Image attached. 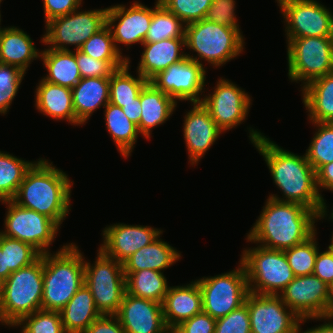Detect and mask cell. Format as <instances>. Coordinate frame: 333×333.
<instances>
[{
  "label": "cell",
  "instance_id": "6da1fadb",
  "mask_svg": "<svg viewBox=\"0 0 333 333\" xmlns=\"http://www.w3.org/2000/svg\"><path fill=\"white\" fill-rule=\"evenodd\" d=\"M250 141L264 157L271 176L284 198L269 195L278 201L301 204L317 213V220L327 215V206L316 185V172L306 155L284 150L261 132L249 129Z\"/></svg>",
  "mask_w": 333,
  "mask_h": 333
},
{
  "label": "cell",
  "instance_id": "7a4b0ae2",
  "mask_svg": "<svg viewBox=\"0 0 333 333\" xmlns=\"http://www.w3.org/2000/svg\"><path fill=\"white\" fill-rule=\"evenodd\" d=\"M315 220L314 210L268 197L247 240L265 248L285 250L310 238L316 232Z\"/></svg>",
  "mask_w": 333,
  "mask_h": 333
},
{
  "label": "cell",
  "instance_id": "3957f363",
  "mask_svg": "<svg viewBox=\"0 0 333 333\" xmlns=\"http://www.w3.org/2000/svg\"><path fill=\"white\" fill-rule=\"evenodd\" d=\"M73 182L46 159L34 161L12 201L54 220L59 226L69 214Z\"/></svg>",
  "mask_w": 333,
  "mask_h": 333
},
{
  "label": "cell",
  "instance_id": "277c9868",
  "mask_svg": "<svg viewBox=\"0 0 333 333\" xmlns=\"http://www.w3.org/2000/svg\"><path fill=\"white\" fill-rule=\"evenodd\" d=\"M84 258L73 243L43 254V310L61 311L84 285Z\"/></svg>",
  "mask_w": 333,
  "mask_h": 333
},
{
  "label": "cell",
  "instance_id": "5b68a950",
  "mask_svg": "<svg viewBox=\"0 0 333 333\" xmlns=\"http://www.w3.org/2000/svg\"><path fill=\"white\" fill-rule=\"evenodd\" d=\"M43 254L32 264L12 272L2 282L0 322L13 326L23 317L42 309Z\"/></svg>",
  "mask_w": 333,
  "mask_h": 333
},
{
  "label": "cell",
  "instance_id": "8992f818",
  "mask_svg": "<svg viewBox=\"0 0 333 333\" xmlns=\"http://www.w3.org/2000/svg\"><path fill=\"white\" fill-rule=\"evenodd\" d=\"M185 46L198 57H186L202 64L201 59L214 67L222 66L243 51L244 37L240 29L218 25L206 19L185 25Z\"/></svg>",
  "mask_w": 333,
  "mask_h": 333
},
{
  "label": "cell",
  "instance_id": "52a82bcc",
  "mask_svg": "<svg viewBox=\"0 0 333 333\" xmlns=\"http://www.w3.org/2000/svg\"><path fill=\"white\" fill-rule=\"evenodd\" d=\"M243 251L240 261L246 270L249 292L278 295L296 277L284 250L258 245Z\"/></svg>",
  "mask_w": 333,
  "mask_h": 333
},
{
  "label": "cell",
  "instance_id": "ba28073f",
  "mask_svg": "<svg viewBox=\"0 0 333 333\" xmlns=\"http://www.w3.org/2000/svg\"><path fill=\"white\" fill-rule=\"evenodd\" d=\"M288 76L291 81H311L333 72V37L287 40Z\"/></svg>",
  "mask_w": 333,
  "mask_h": 333
},
{
  "label": "cell",
  "instance_id": "9c48e42d",
  "mask_svg": "<svg viewBox=\"0 0 333 333\" xmlns=\"http://www.w3.org/2000/svg\"><path fill=\"white\" fill-rule=\"evenodd\" d=\"M97 251L94 265L85 260L84 284L101 315H116L126 292L123 264Z\"/></svg>",
  "mask_w": 333,
  "mask_h": 333
},
{
  "label": "cell",
  "instance_id": "30bf717a",
  "mask_svg": "<svg viewBox=\"0 0 333 333\" xmlns=\"http://www.w3.org/2000/svg\"><path fill=\"white\" fill-rule=\"evenodd\" d=\"M196 281L202 292L203 312L214 319L225 317L241 307L249 294L247 274L241 261L237 269Z\"/></svg>",
  "mask_w": 333,
  "mask_h": 333
},
{
  "label": "cell",
  "instance_id": "8fae6325",
  "mask_svg": "<svg viewBox=\"0 0 333 333\" xmlns=\"http://www.w3.org/2000/svg\"><path fill=\"white\" fill-rule=\"evenodd\" d=\"M108 9L78 11L57 17L46 23V33L41 41L50 49L70 50L67 45H75L79 50L94 34L107 25Z\"/></svg>",
  "mask_w": 333,
  "mask_h": 333
},
{
  "label": "cell",
  "instance_id": "7c38bea8",
  "mask_svg": "<svg viewBox=\"0 0 333 333\" xmlns=\"http://www.w3.org/2000/svg\"><path fill=\"white\" fill-rule=\"evenodd\" d=\"M1 203L8 205V211L4 220L5 230L0 233L32 245L41 254L49 253L48 247L54 241L59 225L46 215L21 207L12 200Z\"/></svg>",
  "mask_w": 333,
  "mask_h": 333
},
{
  "label": "cell",
  "instance_id": "4fadbf2b",
  "mask_svg": "<svg viewBox=\"0 0 333 333\" xmlns=\"http://www.w3.org/2000/svg\"><path fill=\"white\" fill-rule=\"evenodd\" d=\"M278 296L300 319L333 315L330 287L314 274L296 276Z\"/></svg>",
  "mask_w": 333,
  "mask_h": 333
},
{
  "label": "cell",
  "instance_id": "5bb4252c",
  "mask_svg": "<svg viewBox=\"0 0 333 333\" xmlns=\"http://www.w3.org/2000/svg\"><path fill=\"white\" fill-rule=\"evenodd\" d=\"M287 39L333 37V14L316 0H277Z\"/></svg>",
  "mask_w": 333,
  "mask_h": 333
},
{
  "label": "cell",
  "instance_id": "9a60e30c",
  "mask_svg": "<svg viewBox=\"0 0 333 333\" xmlns=\"http://www.w3.org/2000/svg\"><path fill=\"white\" fill-rule=\"evenodd\" d=\"M203 66L185 57L159 72L149 82L175 101L189 100L192 103H201L203 98H200V93L204 92L202 90L206 79Z\"/></svg>",
  "mask_w": 333,
  "mask_h": 333
},
{
  "label": "cell",
  "instance_id": "2e32d148",
  "mask_svg": "<svg viewBox=\"0 0 333 333\" xmlns=\"http://www.w3.org/2000/svg\"><path fill=\"white\" fill-rule=\"evenodd\" d=\"M245 304L249 309L251 333H297L301 319L278 295L249 292Z\"/></svg>",
  "mask_w": 333,
  "mask_h": 333
},
{
  "label": "cell",
  "instance_id": "e0dca14e",
  "mask_svg": "<svg viewBox=\"0 0 333 333\" xmlns=\"http://www.w3.org/2000/svg\"><path fill=\"white\" fill-rule=\"evenodd\" d=\"M213 94L202 99L215 124L222 130H230L243 122L249 114L250 96L230 80H218Z\"/></svg>",
  "mask_w": 333,
  "mask_h": 333
},
{
  "label": "cell",
  "instance_id": "ac0fdd59",
  "mask_svg": "<svg viewBox=\"0 0 333 333\" xmlns=\"http://www.w3.org/2000/svg\"><path fill=\"white\" fill-rule=\"evenodd\" d=\"M107 9V26L111 30L115 48L120 54L122 53L117 46L118 43L125 46L144 43L152 21V8L135 1L130 8L118 4ZM116 21L118 24H114Z\"/></svg>",
  "mask_w": 333,
  "mask_h": 333
},
{
  "label": "cell",
  "instance_id": "d6986e66",
  "mask_svg": "<svg viewBox=\"0 0 333 333\" xmlns=\"http://www.w3.org/2000/svg\"><path fill=\"white\" fill-rule=\"evenodd\" d=\"M162 231L150 226L116 223L103 230V244L99 248L117 262L124 263L132 254L154 241Z\"/></svg>",
  "mask_w": 333,
  "mask_h": 333
},
{
  "label": "cell",
  "instance_id": "ffe728a7",
  "mask_svg": "<svg viewBox=\"0 0 333 333\" xmlns=\"http://www.w3.org/2000/svg\"><path fill=\"white\" fill-rule=\"evenodd\" d=\"M117 318L126 333H171L163 317L162 303L125 292Z\"/></svg>",
  "mask_w": 333,
  "mask_h": 333
},
{
  "label": "cell",
  "instance_id": "44dd1931",
  "mask_svg": "<svg viewBox=\"0 0 333 333\" xmlns=\"http://www.w3.org/2000/svg\"><path fill=\"white\" fill-rule=\"evenodd\" d=\"M184 118V140L190 164L194 165L204 156L223 132L212 119L202 103H193Z\"/></svg>",
  "mask_w": 333,
  "mask_h": 333
},
{
  "label": "cell",
  "instance_id": "7402d4cb",
  "mask_svg": "<svg viewBox=\"0 0 333 333\" xmlns=\"http://www.w3.org/2000/svg\"><path fill=\"white\" fill-rule=\"evenodd\" d=\"M162 307L164 322L170 331L203 312V297L198 282L195 280L185 286L169 287Z\"/></svg>",
  "mask_w": 333,
  "mask_h": 333
},
{
  "label": "cell",
  "instance_id": "603a6c76",
  "mask_svg": "<svg viewBox=\"0 0 333 333\" xmlns=\"http://www.w3.org/2000/svg\"><path fill=\"white\" fill-rule=\"evenodd\" d=\"M110 77L81 78L71 89L75 126L83 125L96 109L109 103Z\"/></svg>",
  "mask_w": 333,
  "mask_h": 333
},
{
  "label": "cell",
  "instance_id": "cb8c5ba5",
  "mask_svg": "<svg viewBox=\"0 0 333 333\" xmlns=\"http://www.w3.org/2000/svg\"><path fill=\"white\" fill-rule=\"evenodd\" d=\"M142 46L144 51L137 72L147 81L186 57V53L181 51L182 47H185V39H166L160 42L143 43Z\"/></svg>",
  "mask_w": 333,
  "mask_h": 333
},
{
  "label": "cell",
  "instance_id": "d4e9b609",
  "mask_svg": "<svg viewBox=\"0 0 333 333\" xmlns=\"http://www.w3.org/2000/svg\"><path fill=\"white\" fill-rule=\"evenodd\" d=\"M142 108L140 123L137 126L140 134L151 138V130L161 125L172 116L177 102L166 93L147 82L140 93Z\"/></svg>",
  "mask_w": 333,
  "mask_h": 333
},
{
  "label": "cell",
  "instance_id": "484cf974",
  "mask_svg": "<svg viewBox=\"0 0 333 333\" xmlns=\"http://www.w3.org/2000/svg\"><path fill=\"white\" fill-rule=\"evenodd\" d=\"M40 55L30 36L22 29L14 26L1 29L0 63L17 66L26 72L31 61Z\"/></svg>",
  "mask_w": 333,
  "mask_h": 333
},
{
  "label": "cell",
  "instance_id": "4316f807",
  "mask_svg": "<svg viewBox=\"0 0 333 333\" xmlns=\"http://www.w3.org/2000/svg\"><path fill=\"white\" fill-rule=\"evenodd\" d=\"M35 107L55 120H65L75 125L72 92L70 88L41 80L36 88Z\"/></svg>",
  "mask_w": 333,
  "mask_h": 333
},
{
  "label": "cell",
  "instance_id": "83f0119b",
  "mask_svg": "<svg viewBox=\"0 0 333 333\" xmlns=\"http://www.w3.org/2000/svg\"><path fill=\"white\" fill-rule=\"evenodd\" d=\"M181 257L179 251L162 241L160 235L149 245L132 254L124 263V272L140 270H162L170 267Z\"/></svg>",
  "mask_w": 333,
  "mask_h": 333
},
{
  "label": "cell",
  "instance_id": "f1b7e54d",
  "mask_svg": "<svg viewBox=\"0 0 333 333\" xmlns=\"http://www.w3.org/2000/svg\"><path fill=\"white\" fill-rule=\"evenodd\" d=\"M303 103L309 120L317 123L333 122V72L302 87Z\"/></svg>",
  "mask_w": 333,
  "mask_h": 333
},
{
  "label": "cell",
  "instance_id": "f546056e",
  "mask_svg": "<svg viewBox=\"0 0 333 333\" xmlns=\"http://www.w3.org/2000/svg\"><path fill=\"white\" fill-rule=\"evenodd\" d=\"M66 333H84L101 316L85 284L60 311Z\"/></svg>",
  "mask_w": 333,
  "mask_h": 333
},
{
  "label": "cell",
  "instance_id": "4dcf8cb0",
  "mask_svg": "<svg viewBox=\"0 0 333 333\" xmlns=\"http://www.w3.org/2000/svg\"><path fill=\"white\" fill-rule=\"evenodd\" d=\"M40 59L48 70L42 79L49 83L72 89L82 78L72 50L48 48L41 51Z\"/></svg>",
  "mask_w": 333,
  "mask_h": 333
},
{
  "label": "cell",
  "instance_id": "1f68e13d",
  "mask_svg": "<svg viewBox=\"0 0 333 333\" xmlns=\"http://www.w3.org/2000/svg\"><path fill=\"white\" fill-rule=\"evenodd\" d=\"M126 292L138 298L163 303L168 286L163 272L156 270H140L124 272Z\"/></svg>",
  "mask_w": 333,
  "mask_h": 333
},
{
  "label": "cell",
  "instance_id": "d6a6232c",
  "mask_svg": "<svg viewBox=\"0 0 333 333\" xmlns=\"http://www.w3.org/2000/svg\"><path fill=\"white\" fill-rule=\"evenodd\" d=\"M104 112L108 133L121 155L128 158L140 135L137 125L128 119L121 107L112 103L105 106Z\"/></svg>",
  "mask_w": 333,
  "mask_h": 333
},
{
  "label": "cell",
  "instance_id": "836d02e7",
  "mask_svg": "<svg viewBox=\"0 0 333 333\" xmlns=\"http://www.w3.org/2000/svg\"><path fill=\"white\" fill-rule=\"evenodd\" d=\"M152 9V21L144 43L160 42L166 39H185V24L168 11L159 0Z\"/></svg>",
  "mask_w": 333,
  "mask_h": 333
},
{
  "label": "cell",
  "instance_id": "e575fe53",
  "mask_svg": "<svg viewBox=\"0 0 333 333\" xmlns=\"http://www.w3.org/2000/svg\"><path fill=\"white\" fill-rule=\"evenodd\" d=\"M129 63L117 69L110 76L109 103L122 107L123 104L133 102L137 98L145 84L148 82L138 73L134 78L129 73Z\"/></svg>",
  "mask_w": 333,
  "mask_h": 333
},
{
  "label": "cell",
  "instance_id": "d590c367",
  "mask_svg": "<svg viewBox=\"0 0 333 333\" xmlns=\"http://www.w3.org/2000/svg\"><path fill=\"white\" fill-rule=\"evenodd\" d=\"M33 163L0 151V202L13 199Z\"/></svg>",
  "mask_w": 333,
  "mask_h": 333
},
{
  "label": "cell",
  "instance_id": "8d00e7d4",
  "mask_svg": "<svg viewBox=\"0 0 333 333\" xmlns=\"http://www.w3.org/2000/svg\"><path fill=\"white\" fill-rule=\"evenodd\" d=\"M0 247L2 253H4L5 280L12 272L32 264L41 256V253L32 245L18 239L9 238L1 233Z\"/></svg>",
  "mask_w": 333,
  "mask_h": 333
},
{
  "label": "cell",
  "instance_id": "74e56055",
  "mask_svg": "<svg viewBox=\"0 0 333 333\" xmlns=\"http://www.w3.org/2000/svg\"><path fill=\"white\" fill-rule=\"evenodd\" d=\"M318 129L306 150L307 161L315 172L323 165L333 162V122H312Z\"/></svg>",
  "mask_w": 333,
  "mask_h": 333
},
{
  "label": "cell",
  "instance_id": "f35d334b",
  "mask_svg": "<svg viewBox=\"0 0 333 333\" xmlns=\"http://www.w3.org/2000/svg\"><path fill=\"white\" fill-rule=\"evenodd\" d=\"M315 232L305 242L285 249L288 264L295 276H305L313 274L315 261L318 253Z\"/></svg>",
  "mask_w": 333,
  "mask_h": 333
},
{
  "label": "cell",
  "instance_id": "ab89813d",
  "mask_svg": "<svg viewBox=\"0 0 333 333\" xmlns=\"http://www.w3.org/2000/svg\"><path fill=\"white\" fill-rule=\"evenodd\" d=\"M79 50L96 60L127 61L130 64L129 57L121 55L116 50L111 30L107 25L92 35Z\"/></svg>",
  "mask_w": 333,
  "mask_h": 333
},
{
  "label": "cell",
  "instance_id": "60d3db41",
  "mask_svg": "<svg viewBox=\"0 0 333 333\" xmlns=\"http://www.w3.org/2000/svg\"><path fill=\"white\" fill-rule=\"evenodd\" d=\"M15 326L22 328L21 333H66L60 311L40 309L23 317Z\"/></svg>",
  "mask_w": 333,
  "mask_h": 333
},
{
  "label": "cell",
  "instance_id": "b9f144b4",
  "mask_svg": "<svg viewBox=\"0 0 333 333\" xmlns=\"http://www.w3.org/2000/svg\"><path fill=\"white\" fill-rule=\"evenodd\" d=\"M185 25L205 19L213 0H159Z\"/></svg>",
  "mask_w": 333,
  "mask_h": 333
},
{
  "label": "cell",
  "instance_id": "7bdbcfd3",
  "mask_svg": "<svg viewBox=\"0 0 333 333\" xmlns=\"http://www.w3.org/2000/svg\"><path fill=\"white\" fill-rule=\"evenodd\" d=\"M25 74L17 66L0 63V114H7Z\"/></svg>",
  "mask_w": 333,
  "mask_h": 333
},
{
  "label": "cell",
  "instance_id": "ee69618b",
  "mask_svg": "<svg viewBox=\"0 0 333 333\" xmlns=\"http://www.w3.org/2000/svg\"><path fill=\"white\" fill-rule=\"evenodd\" d=\"M74 54L82 78L110 77L127 63V61L96 60L80 50H75Z\"/></svg>",
  "mask_w": 333,
  "mask_h": 333
},
{
  "label": "cell",
  "instance_id": "f6af8a7d",
  "mask_svg": "<svg viewBox=\"0 0 333 333\" xmlns=\"http://www.w3.org/2000/svg\"><path fill=\"white\" fill-rule=\"evenodd\" d=\"M214 333H251L248 306L243 304L225 317L216 319Z\"/></svg>",
  "mask_w": 333,
  "mask_h": 333
},
{
  "label": "cell",
  "instance_id": "bcb514c9",
  "mask_svg": "<svg viewBox=\"0 0 333 333\" xmlns=\"http://www.w3.org/2000/svg\"><path fill=\"white\" fill-rule=\"evenodd\" d=\"M235 0H213L205 19L218 25L239 28L235 15Z\"/></svg>",
  "mask_w": 333,
  "mask_h": 333
},
{
  "label": "cell",
  "instance_id": "7dc6e473",
  "mask_svg": "<svg viewBox=\"0 0 333 333\" xmlns=\"http://www.w3.org/2000/svg\"><path fill=\"white\" fill-rule=\"evenodd\" d=\"M216 319L205 312L181 322L171 333H214Z\"/></svg>",
  "mask_w": 333,
  "mask_h": 333
},
{
  "label": "cell",
  "instance_id": "c3c4849f",
  "mask_svg": "<svg viewBox=\"0 0 333 333\" xmlns=\"http://www.w3.org/2000/svg\"><path fill=\"white\" fill-rule=\"evenodd\" d=\"M82 0H43L45 22L65 16L80 8Z\"/></svg>",
  "mask_w": 333,
  "mask_h": 333
},
{
  "label": "cell",
  "instance_id": "681fc988",
  "mask_svg": "<svg viewBox=\"0 0 333 333\" xmlns=\"http://www.w3.org/2000/svg\"><path fill=\"white\" fill-rule=\"evenodd\" d=\"M313 274L329 287L333 284V251L317 253Z\"/></svg>",
  "mask_w": 333,
  "mask_h": 333
},
{
  "label": "cell",
  "instance_id": "f907efd6",
  "mask_svg": "<svg viewBox=\"0 0 333 333\" xmlns=\"http://www.w3.org/2000/svg\"><path fill=\"white\" fill-rule=\"evenodd\" d=\"M84 333H126L116 315H101Z\"/></svg>",
  "mask_w": 333,
  "mask_h": 333
},
{
  "label": "cell",
  "instance_id": "816d5d0a",
  "mask_svg": "<svg viewBox=\"0 0 333 333\" xmlns=\"http://www.w3.org/2000/svg\"><path fill=\"white\" fill-rule=\"evenodd\" d=\"M316 185L318 192L320 187L333 192V162L323 165L316 172Z\"/></svg>",
  "mask_w": 333,
  "mask_h": 333
},
{
  "label": "cell",
  "instance_id": "f5cc1de1",
  "mask_svg": "<svg viewBox=\"0 0 333 333\" xmlns=\"http://www.w3.org/2000/svg\"><path fill=\"white\" fill-rule=\"evenodd\" d=\"M121 108L125 115L128 117V119L138 126L142 113L140 95L137 98L133 99V102L123 104Z\"/></svg>",
  "mask_w": 333,
  "mask_h": 333
},
{
  "label": "cell",
  "instance_id": "db71d44e",
  "mask_svg": "<svg viewBox=\"0 0 333 333\" xmlns=\"http://www.w3.org/2000/svg\"><path fill=\"white\" fill-rule=\"evenodd\" d=\"M316 320H328V323H326V321L324 322V324H321L320 326L318 327H315V328H311V329H308L304 332L301 331V327H300V324L302 322H306V320L304 319H301L299 324H298V327H297V333H333V321L330 320V319H333V315L332 316H327V317H321V318H315Z\"/></svg>",
  "mask_w": 333,
  "mask_h": 333
},
{
  "label": "cell",
  "instance_id": "11a10c76",
  "mask_svg": "<svg viewBox=\"0 0 333 333\" xmlns=\"http://www.w3.org/2000/svg\"><path fill=\"white\" fill-rule=\"evenodd\" d=\"M0 281H5V260H4V253H2L0 247Z\"/></svg>",
  "mask_w": 333,
  "mask_h": 333
},
{
  "label": "cell",
  "instance_id": "9f6ffc18",
  "mask_svg": "<svg viewBox=\"0 0 333 333\" xmlns=\"http://www.w3.org/2000/svg\"><path fill=\"white\" fill-rule=\"evenodd\" d=\"M330 219H333V209H332V213H331ZM328 249L331 250V251H333V236L331 238V244L328 246Z\"/></svg>",
  "mask_w": 333,
  "mask_h": 333
},
{
  "label": "cell",
  "instance_id": "6f0895ef",
  "mask_svg": "<svg viewBox=\"0 0 333 333\" xmlns=\"http://www.w3.org/2000/svg\"><path fill=\"white\" fill-rule=\"evenodd\" d=\"M330 294H331V297L333 299V284L330 286Z\"/></svg>",
  "mask_w": 333,
  "mask_h": 333
},
{
  "label": "cell",
  "instance_id": "680465c9",
  "mask_svg": "<svg viewBox=\"0 0 333 333\" xmlns=\"http://www.w3.org/2000/svg\"><path fill=\"white\" fill-rule=\"evenodd\" d=\"M1 296H2V282L0 281V300H1Z\"/></svg>",
  "mask_w": 333,
  "mask_h": 333
}]
</instances>
